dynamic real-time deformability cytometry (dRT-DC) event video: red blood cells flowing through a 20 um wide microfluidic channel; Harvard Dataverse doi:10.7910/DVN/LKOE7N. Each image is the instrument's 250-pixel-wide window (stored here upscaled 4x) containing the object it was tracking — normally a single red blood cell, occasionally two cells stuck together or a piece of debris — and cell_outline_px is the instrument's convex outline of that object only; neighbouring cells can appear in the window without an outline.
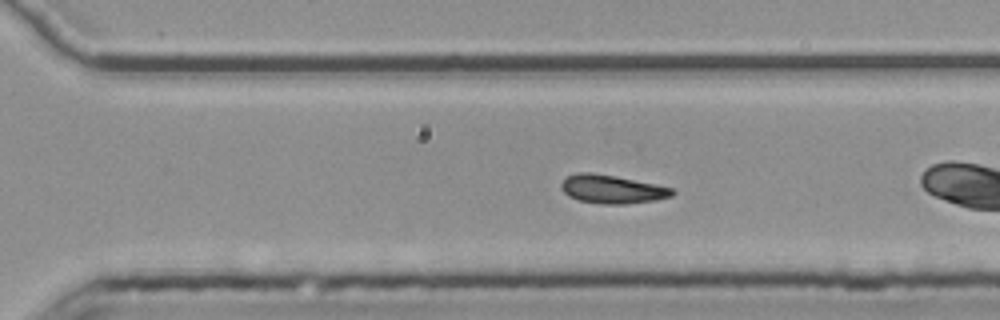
{"species": "common noctule bat (a hibernating species)", "species_latin": "Nyctalus noctula", "temperature_condition": "room temperature", "stored_images_in_passage": 35, "camera_frame_rate_fps": 3000, "um_per_image_px": 0.085, "animal": {"sex": "female", "body_mass_g": 25.1}, "frame": {"image": 1, "passage_image": 20, "time_ms": 6.333, "image_size_px": [1000, 320], "cell_outline_px": [[676, 192], [672, 196], [656, 200], [624, 204], [600, 204], [576, 200], [568, 196], [560, 188], [560, 184], [568, 176], [576, 172], [592, 172], [616, 176], [656, 184], [672, 188]], "centroid_in_image_um": [52.0, 16.08], "position_along_channel_um": 318.6, "area_um2": 18.61}, "authors_computed_cell_mechanics": {"area_um2": 18.207, "velocity_mm_per_s": 3.7609, "shape_relaxation_time_tau1_ms": null, "shape_relaxation_time_tau2_ms": 2.6248, "deformation_change_tau1": null, "deformation_change_tau2": 0.0835}}